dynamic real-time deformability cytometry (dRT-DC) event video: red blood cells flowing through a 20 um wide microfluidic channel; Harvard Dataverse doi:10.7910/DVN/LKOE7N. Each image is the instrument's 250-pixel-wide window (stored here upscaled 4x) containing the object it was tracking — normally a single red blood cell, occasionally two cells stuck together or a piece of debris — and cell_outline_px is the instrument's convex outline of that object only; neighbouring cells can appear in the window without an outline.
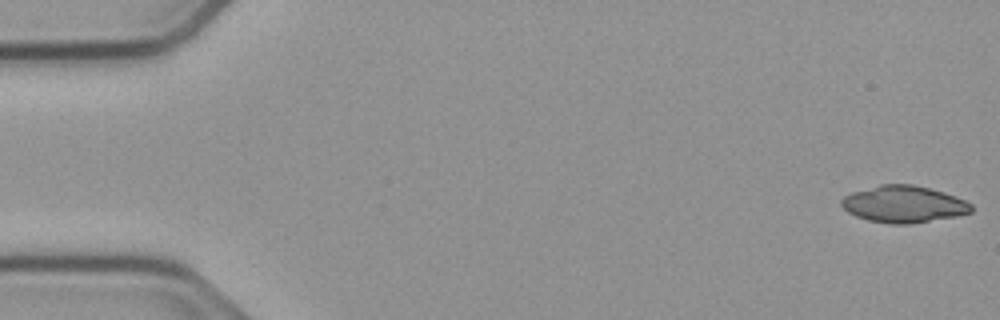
{"species": "common noctule bat (a hibernating species)", "species_latin": "Nyctalus noctula", "temperature_condition": "cold", "stored_images_in_passage": 21, "camera_frame_rate_fps": 3000, "um_per_image_px": 0.085, "animal": {"sex": "male", "body_mass_g": 23.1, "forearm_length_mm": 52.7}, "frame": {"image": 1, "passage_image": 1, "time_ms": 0.0, "image_size_px": [1000, 320], "cell_outline_px": [[972, 212], [956, 216], [908, 224], [888, 224], [868, 220], [856, 216], [848, 212], [840, 204], [840, 200], [844, 196], [852, 192], [880, 184], [912, 184], [944, 192], [956, 196], [972, 204]], "centroid_in_image_um": [76.8, 17.35], "position_along_channel_um": 8.2, "area_um2": 27.86}}